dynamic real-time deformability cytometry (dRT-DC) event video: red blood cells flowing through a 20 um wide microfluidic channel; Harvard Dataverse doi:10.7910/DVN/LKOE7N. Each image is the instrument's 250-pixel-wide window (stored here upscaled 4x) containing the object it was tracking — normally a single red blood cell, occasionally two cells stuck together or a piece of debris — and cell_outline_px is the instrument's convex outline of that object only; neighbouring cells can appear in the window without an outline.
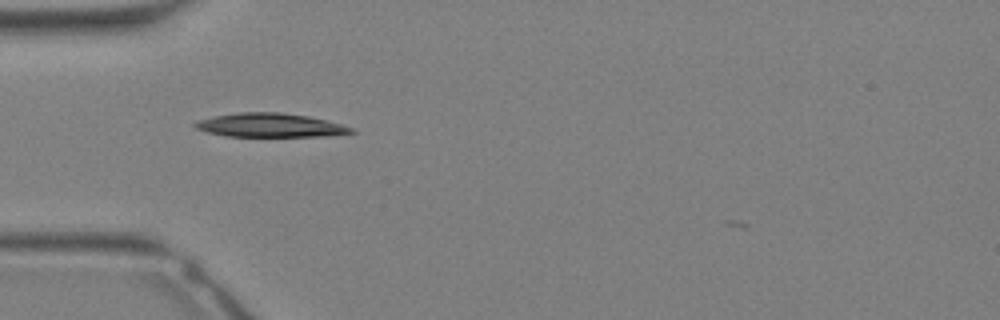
{"species": "Egyptian fruit bat (a non-hibernating species)", "species_latin": "Rousettus aegyptiacus", "temperature_condition": "warm", "stored_images_in_passage": 27, "camera_frame_rate_fps": 3000, "um_per_image_px": 0.085, "animal": {"sex": "female"}, "frame": {"image": 1, "passage_image": 4, "time_ms": 1.0, "image_size_px": [1000, 320], "cell_outline_px": [[356, 132], [324, 136], [224, 136], [208, 132], [196, 128], [192, 124], [196, 120], [236, 112], [280, 112], [308, 116], [356, 128]], "centroid_in_image_um": [22.94, 10.64], "position_along_channel_um": 62.1, "area_um2": 21.62}}
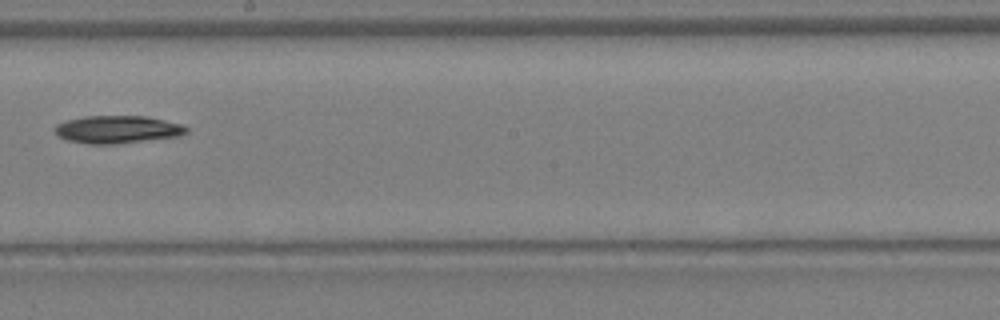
{"frame": {"image": 2, "passage_image": 13, "time_ms": 4.0, "image_size_px": [1000, 320], "cell_outline_px": [[188, 132], [180, 136], [112, 144], [88, 144], [68, 140], [60, 136], [52, 128], [56, 124], [68, 120], [84, 116], [144, 116], [184, 124], [188, 128]], "centroid_in_image_um": [10.0, 11.0], "position_along_channel_um": 238.2, "area_um2": 21.15}}
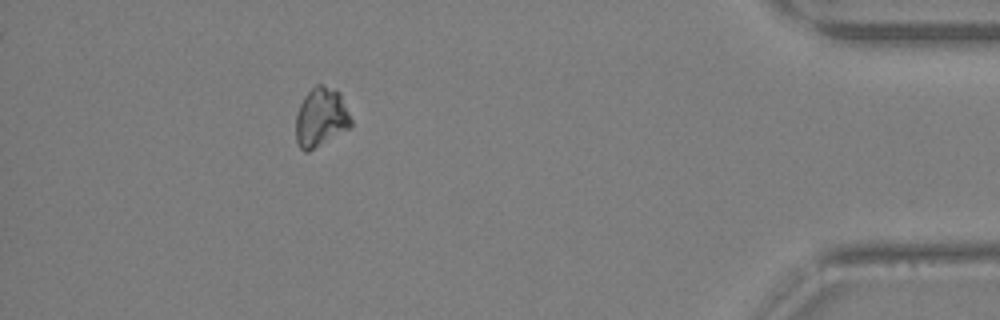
{"frame": {"image": 3, "passage_image": 24, "time_ms": 7.667, "image_size_px": [1000, 320], "cell_outline_px": [[352, 124], [348, 128], [308, 152], [304, 152], [300, 148], [296, 140], [296, 116], [300, 104], [304, 96], [316, 84], [320, 84], [336, 88], [340, 92], [352, 120]], "centroid_in_image_um": [27.27, 9.95], "position_along_channel_um": 407.9, "area_um2": 18.96}}